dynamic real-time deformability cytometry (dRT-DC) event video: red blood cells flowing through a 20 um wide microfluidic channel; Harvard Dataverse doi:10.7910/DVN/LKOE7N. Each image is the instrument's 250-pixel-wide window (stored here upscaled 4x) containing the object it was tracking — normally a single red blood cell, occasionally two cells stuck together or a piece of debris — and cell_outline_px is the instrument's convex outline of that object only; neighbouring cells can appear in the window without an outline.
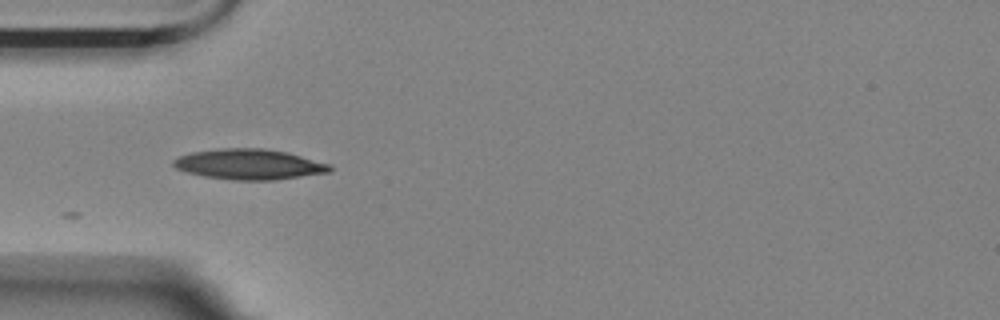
{"species": "Egyptian fruit bat (a non-hibernating species)", "species_latin": "Rousettus aegyptiacus", "temperature_condition": "room temperature", "stored_images_in_passage": 5, "camera_frame_rate_fps": 3000, "um_per_image_px": 0.085, "animal": {"sex": "female"}, "frame": {"image": 1, "passage_image": 4, "time_ms": 1.0, "image_size_px": [1000, 320], "cell_outline_px": [[332, 168], [328, 172], [272, 180], [232, 180], [204, 176], [188, 172], [176, 168], [172, 164], [172, 160], [180, 156], [192, 152], [224, 148], [264, 148], [288, 152], [328, 164]], "centroid_in_image_um": [21.14, 13.96], "position_along_channel_um": 63.9, "area_um2": 27.4}}
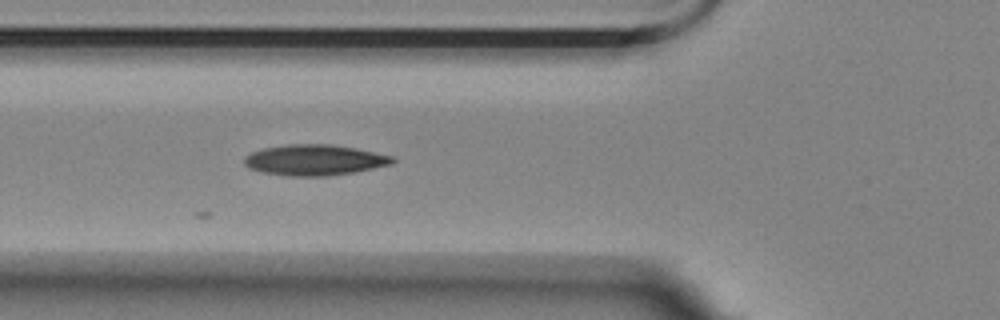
{"frame": {"image": 2, "passage_image": 5, "time_ms": 1.333, "image_size_px": [1000, 320], "cell_outline_px": [[396, 160], [392, 164], [352, 172], [328, 176], [288, 176], [264, 172], [248, 168], [244, 164], [244, 156], [252, 152], [264, 148], [288, 144], [332, 144], [356, 148], [392, 156]], "centroid_in_image_um": [26.72, 13.59], "position_along_channel_um": 99.1, "area_um2": 26.47}}